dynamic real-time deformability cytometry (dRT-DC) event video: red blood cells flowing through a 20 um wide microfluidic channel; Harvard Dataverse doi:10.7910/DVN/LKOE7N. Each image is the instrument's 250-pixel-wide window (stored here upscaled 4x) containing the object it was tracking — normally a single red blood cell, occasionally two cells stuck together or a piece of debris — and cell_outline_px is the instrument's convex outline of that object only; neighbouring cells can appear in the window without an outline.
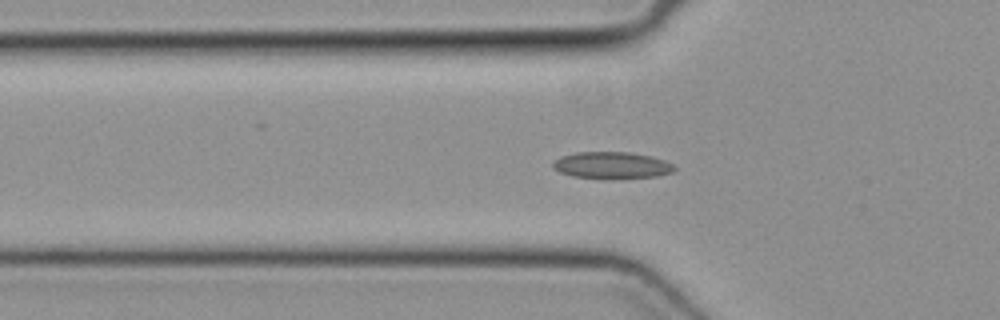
{"species": "common noctule bat (a hibernating species)", "species_latin": "Nyctalus noctula", "temperature_condition": "cold", "stored_images_in_passage": 37, "camera_frame_rate_fps": 3000, "um_per_image_px": 0.085, "animal": {"sex": "female", "body_mass_g": 19.3, "forearm_length_mm": 54.1}, "frame": {"image": 1, "passage_image": 3, "time_ms": 0.667, "image_size_px": [1000, 320], "cell_outline_px": [[676, 172], [656, 176], [604, 180], [572, 176], [560, 172], [552, 168], [552, 164], [560, 156], [576, 152], [628, 152], [648, 156], [664, 160], [672, 164], [676, 168]], "centroid_in_image_um": [51.99, 14.07], "position_along_channel_um": 73.8, "area_um2": 19.25}}
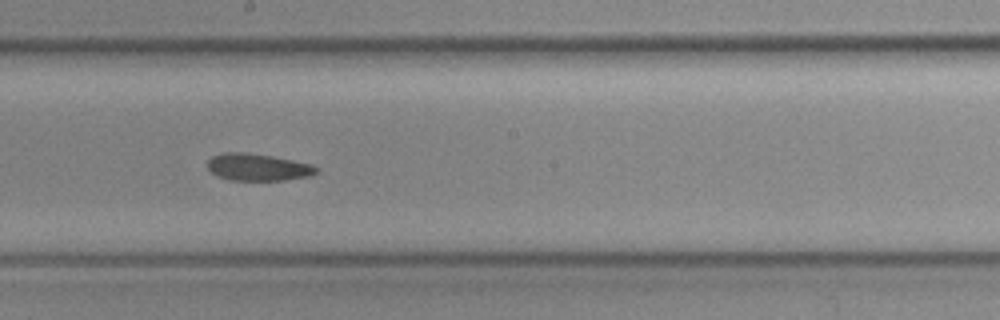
{"frame": {"image": 2, "passage_image": 14, "time_ms": 4.333, "image_size_px": [1000, 320], "cell_outline_px": [[320, 172], [312, 176], [284, 180], [232, 180], [216, 176], [208, 168], [208, 160], [212, 156], [224, 152], [244, 152], [272, 156], [312, 164], [320, 168]], "centroid_in_image_um": [21.97, 14.21], "position_along_channel_um": 226.2, "area_um2": 17.34}}
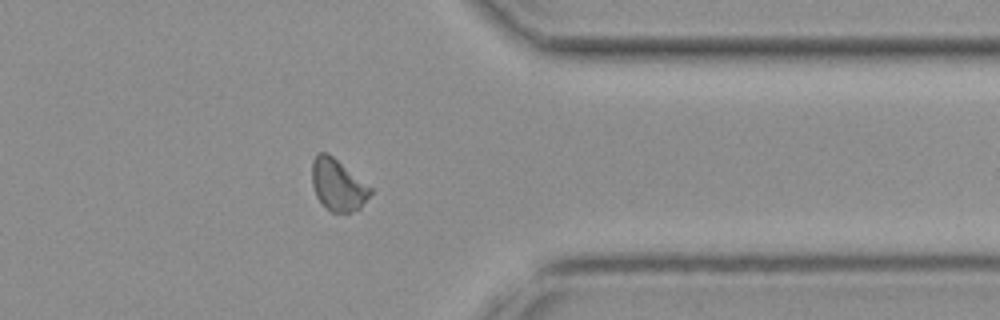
{"frame": {"image": 3, "passage_image": 26, "time_ms": 8.333, "image_size_px": [1000, 320], "cell_outline_px": [[372, 192], [360, 208], [352, 212], [332, 212], [316, 196], [312, 184], [312, 160], [316, 152], [328, 152], [372, 188]], "centroid_in_image_um": [28.7, 15.68], "position_along_channel_um": 382.7, "area_um2": 17.46}}